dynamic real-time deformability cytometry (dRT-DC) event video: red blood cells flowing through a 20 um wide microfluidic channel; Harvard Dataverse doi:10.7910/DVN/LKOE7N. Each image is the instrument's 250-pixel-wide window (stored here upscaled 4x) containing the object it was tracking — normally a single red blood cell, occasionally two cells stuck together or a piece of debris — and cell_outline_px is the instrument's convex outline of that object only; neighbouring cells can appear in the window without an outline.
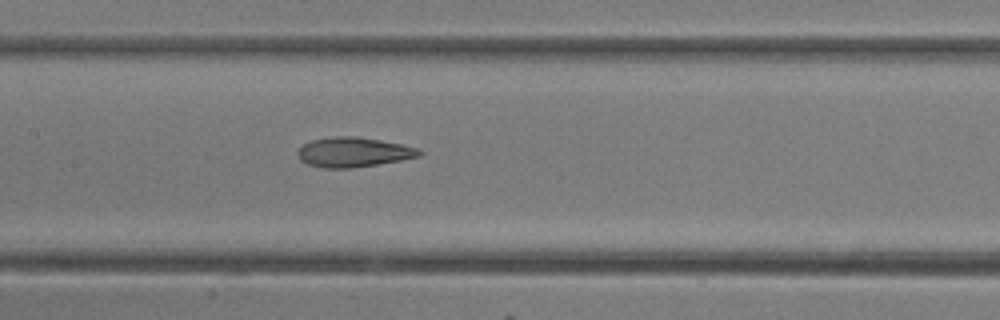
{"species": "common noctule bat (a hibernating species)", "species_latin": "Nyctalus noctula", "temperature_condition": "room temperature", "stored_images_in_passage": 12, "camera_frame_rate_fps": 3000, "um_per_image_px": 0.085, "animal": {"sex": "female"}, "frame": {"image": 1, "passage_image": 12, "time_ms": 3.667, "image_size_px": [1000, 320], "cell_outline_px": [[424, 152], [420, 156], [400, 160], [352, 168], [324, 168], [308, 164], [300, 160], [296, 152], [304, 144], [312, 140], [332, 136], [356, 136], [380, 140], [420, 148]], "centroid_in_image_um": [30.05, 12.93], "position_along_channel_um": 177.4, "area_um2": 21.04}}